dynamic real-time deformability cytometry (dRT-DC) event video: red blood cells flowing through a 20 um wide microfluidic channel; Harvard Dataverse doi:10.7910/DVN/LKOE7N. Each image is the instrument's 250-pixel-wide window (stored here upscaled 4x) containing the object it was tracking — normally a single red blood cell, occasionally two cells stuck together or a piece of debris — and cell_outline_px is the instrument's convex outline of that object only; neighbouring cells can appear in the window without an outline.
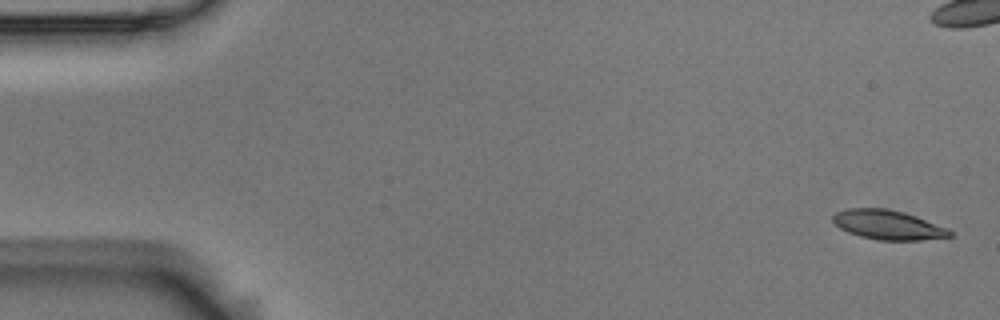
{"species": "Egyptian fruit bat (a non-hibernating species)", "species_latin": "Rousettus aegyptiacus", "temperature_condition": "room temperature", "stored_images_in_passage": 6, "camera_frame_rate_fps": 3000, "um_per_image_px": 0.085, "animal": {"sex": "male"}, "frame": {"image": 1, "passage_image": 1, "time_ms": 0.0, "image_size_px": [1000, 320], "cell_outline_px": [[952, 236], [920, 240], [880, 240], [860, 236], [848, 232], [840, 228], [832, 220], [832, 216], [836, 212], [848, 208], [888, 208], [904, 212], [916, 216], [948, 228], [952, 232]], "centroid_in_image_um": [75.47, 19.1], "position_along_channel_um": 9.5, "area_um2": 20.0}}
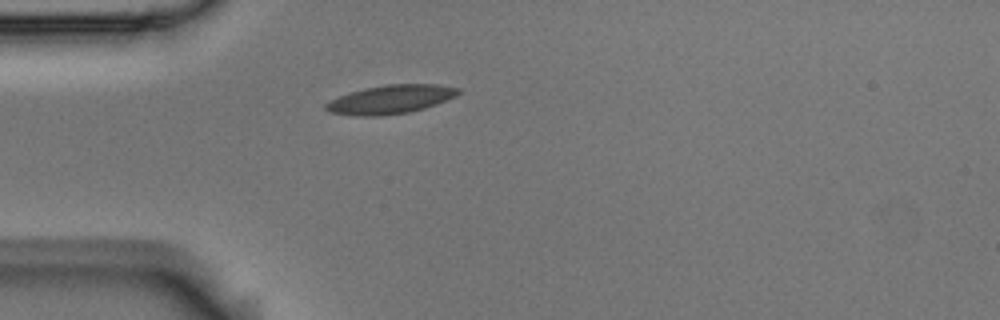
{"frame": {"image": 2, "passage_image": 6, "time_ms": 1.667, "image_size_px": [1000, 320], "cell_outline_px": [[460, 92], [456, 96], [436, 104], [424, 108], [408, 112], [380, 116], [356, 116], [332, 112], [324, 108], [324, 104], [328, 100], [364, 88], [388, 84], [436, 84], [460, 88]], "centroid_in_image_um": [33.2, 8.44], "position_along_channel_um": 51.8, "area_um2": 22.02}}